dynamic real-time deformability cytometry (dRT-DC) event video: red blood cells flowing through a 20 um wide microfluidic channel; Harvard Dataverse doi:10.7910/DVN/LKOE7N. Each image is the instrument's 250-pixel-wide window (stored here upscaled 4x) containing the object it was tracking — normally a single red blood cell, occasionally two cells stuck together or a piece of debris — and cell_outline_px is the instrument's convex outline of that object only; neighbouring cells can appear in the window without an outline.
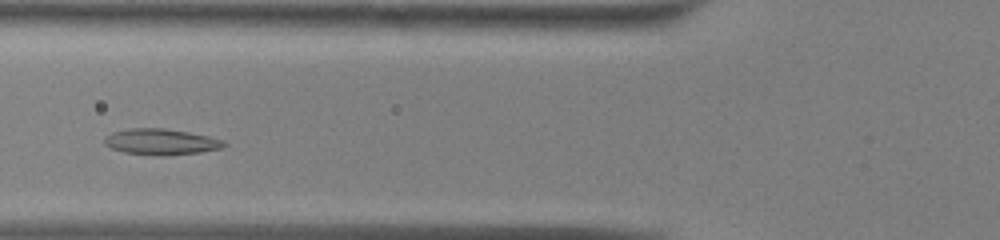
{"species": "common noctule bat (a hibernating species)", "species_latin": "Nyctalus noctula", "temperature_condition": "warm", "stored_images_in_passage": 42, "camera_frame_rate_fps": 3000, "um_per_image_px": 0.085, "animal": {"sex": "male", "body_mass_g": 13.0, "forearm_length_mm": 53.1}, "frame": {"image": 1, "passage_image": 10, "time_ms": 3.0, "image_size_px": [1000, 240], "cell_outline_px": [[228, 144], [224, 148], [200, 152], [168, 156], [152, 156], [124, 152], [112, 148], [104, 144], [104, 136], [112, 132], [128, 128], [164, 128], [188, 132], [208, 136], [224, 140]], "centroid_in_image_um": [13.7, 12.06], "position_along_channel_um": 112.1, "area_um2": 18.44}}
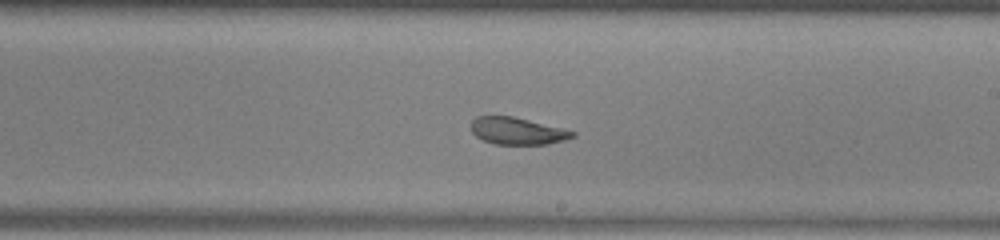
{"frame": {"image": 2, "passage_image": 20, "time_ms": 6.333, "image_size_px": [1000, 240], "cell_outline_px": [[576, 136], [564, 140], [548, 144], [492, 144], [476, 136], [472, 132], [472, 120], [476, 116], [512, 116], [576, 132]], "centroid_in_image_um": [43.96, 11.14], "position_along_channel_um": 245.0, "area_um2": 15.78}}
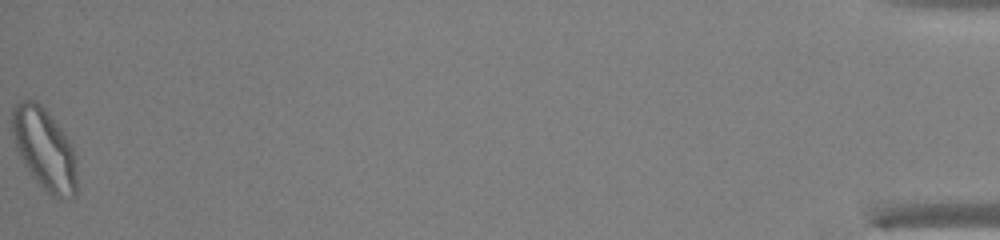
{"frame": {"image": 3, "passage_image": 42, "time_ms": 13.667, "image_size_px": [1000, 240], "cell_outline_px": [[76, 196], [60, 200], [52, 196], [36, 180], [24, 164], [16, 148], [12, 132], [12, 108], [20, 100], [36, 100], [48, 112], [64, 132], [72, 144], [76, 164]], "centroid_in_image_um": [3.79, 12.66], "position_along_channel_um": 431.4, "area_um2": 30.75}, "authors_computed_cell_mechanics": {"area_um2": 18.7272, "velocity_mm_per_s": 3.9979, "shape_relaxation_time_tau1_ms": 4.5508, "shape_relaxation_time_tau2_ms": 2.533, "deformation_change_tau1": 0.1536, "deformation_change_tau2": 0.0953}}